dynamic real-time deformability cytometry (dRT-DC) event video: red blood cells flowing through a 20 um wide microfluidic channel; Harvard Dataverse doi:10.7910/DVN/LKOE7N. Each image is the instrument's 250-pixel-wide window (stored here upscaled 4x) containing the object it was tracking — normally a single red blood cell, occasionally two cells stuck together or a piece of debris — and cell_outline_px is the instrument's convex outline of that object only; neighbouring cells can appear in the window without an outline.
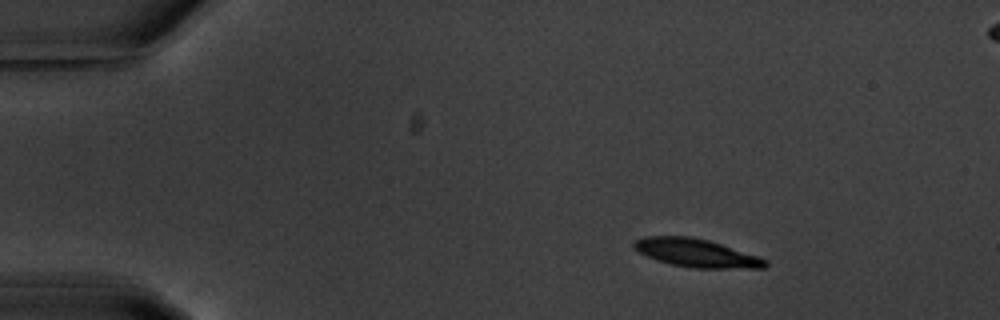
{"species": "common noctule bat (a hibernating species)", "species_latin": "Nyctalus noctula", "temperature_condition": "warm", "stored_images_in_passage": 5, "segment_of_instrument_passage": [1, 2], "camera_frame_rate_fps": 3000, "um_per_image_px": 0.085, "animal": {"sex": "male", "body_mass_g": 20.1, "forearm_length_mm": 53.5}, "frame": {"image": 1, "passage_image": 2, "time_ms": 1.333, "image_size_px": [1000, 320], "cell_outline_px": [[768, 264], [764, 268], [692, 268], [672, 264], [656, 260], [640, 252], [632, 244], [636, 240], [644, 236], [692, 236], [708, 240], [768, 260]], "centroid_in_image_um": [59.18, 21.5], "position_along_channel_um": 25.8, "area_um2": 21.27}}